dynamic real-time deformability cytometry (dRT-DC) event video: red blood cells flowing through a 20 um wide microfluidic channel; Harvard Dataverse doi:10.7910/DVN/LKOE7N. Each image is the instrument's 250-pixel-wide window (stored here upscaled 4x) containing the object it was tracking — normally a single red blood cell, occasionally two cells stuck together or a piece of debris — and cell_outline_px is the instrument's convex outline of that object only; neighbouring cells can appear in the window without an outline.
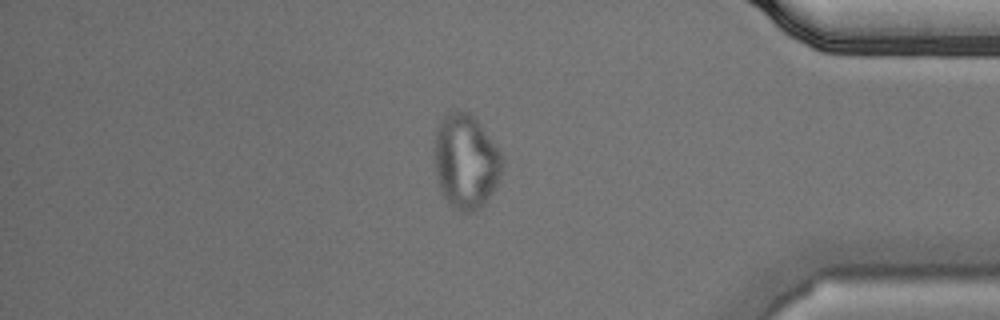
{"species": "Egyptian fruit bat (a non-hibernating species)", "species_latin": "Rousettus aegyptiacus", "temperature_condition": "cold", "stored_images_in_passage": 55, "camera_frame_rate_fps": 3000, "um_per_image_px": 0.085, "animal": {"sex": "male"}, "frame": {"image": 1, "passage_image": 47, "time_ms": 15.333, "image_size_px": [1000, 320], "cell_outline_px": [[504, 164], [500, 176], [488, 200], [476, 212], [460, 212], [448, 204], [440, 192], [432, 152], [432, 148], [436, 128], [440, 120], [444, 116], [460, 108], [468, 112], [480, 124], [496, 144], [504, 160]], "centroid_in_image_um": [39.57, 13.73], "position_along_channel_um": 395.6, "area_um2": 38.21}, "authors_computed_cell_mechanics": {"area_um2": 29.5358, "velocity_mm_per_s": 3.6239, "shape_relaxation_time_tau1_ms": null, "shape_relaxation_time_tau2_ms": 1.4508, "deformation_change_tau1": null, "deformation_change_tau2": 0.0683}}